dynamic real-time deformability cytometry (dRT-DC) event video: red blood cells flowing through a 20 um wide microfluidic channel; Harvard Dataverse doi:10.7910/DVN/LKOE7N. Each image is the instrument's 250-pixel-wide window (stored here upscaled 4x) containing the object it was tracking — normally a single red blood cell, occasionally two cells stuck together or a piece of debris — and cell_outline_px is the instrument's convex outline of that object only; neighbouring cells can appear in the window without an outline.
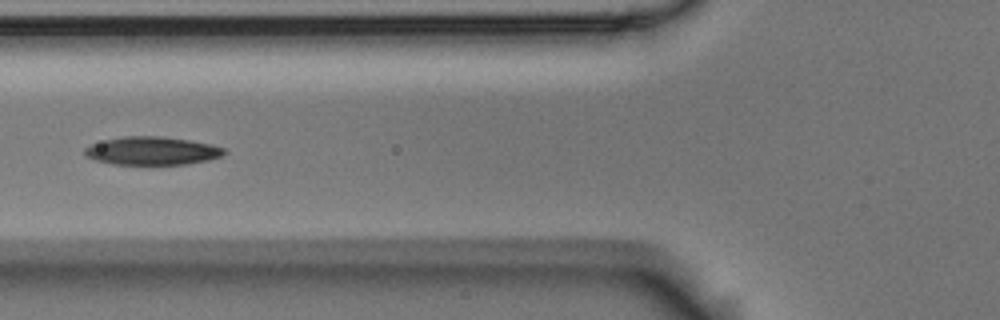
{"species": "Egyptian fruit bat (a non-hibernating species)", "species_latin": "Rousettus aegyptiacus", "temperature_condition": "room temperature", "stored_images_in_passage": 8, "camera_frame_rate_fps": 3000, "um_per_image_px": 0.085, "animal": {"sex": "male"}, "frame": {"image": 1, "passage_image": 5, "time_ms": 1.333, "image_size_px": [1000, 320], "cell_outline_px": [[228, 152], [220, 156], [208, 160], [188, 164], [112, 164], [96, 160], [84, 156], [84, 148], [92, 144], [104, 140], [124, 136], [160, 136], [188, 140], [212, 144], [224, 148]], "centroid_in_image_um": [12.92, 12.82], "position_along_channel_um": 112.9, "area_um2": 22.89}}
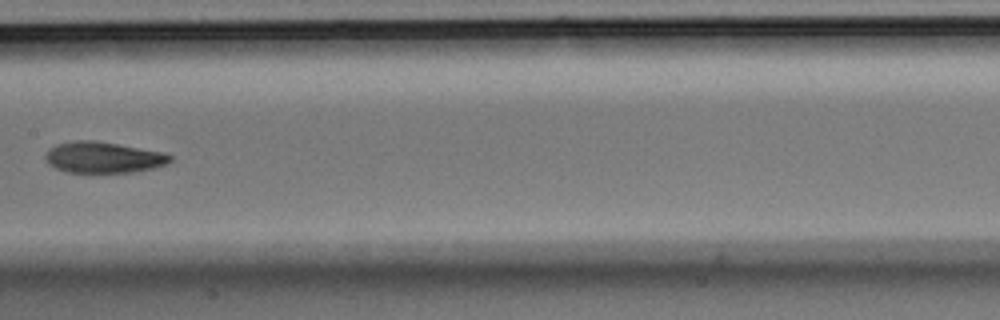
{"frame": {"image": 2, "passage_image": 7, "time_ms": 2.0, "image_size_px": [1000, 320], "cell_outline_px": [[172, 160], [164, 164], [152, 168], [132, 172], [68, 172], [56, 168], [48, 164], [44, 156], [56, 144], [76, 140], [92, 140], [164, 152], [172, 156]], "centroid_in_image_um": [8.77, 13.38], "position_along_channel_um": 198.6, "area_um2": 22.25}}
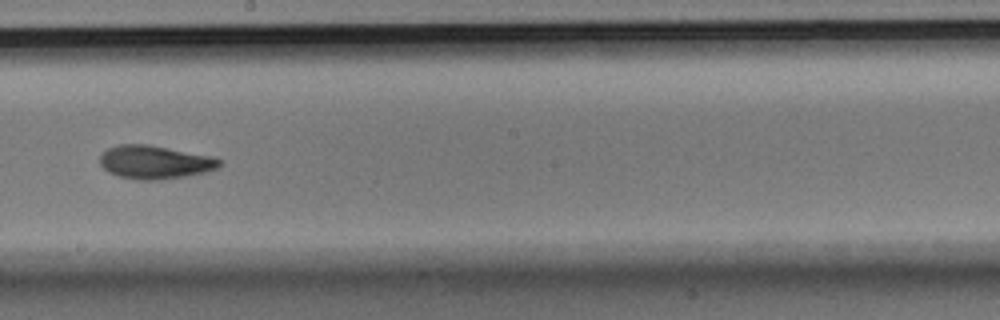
{"frame": {"image": 3, "passage_image": 8, "time_ms": 2.333, "image_size_px": [1000, 320], "cell_outline_px": [[224, 164], [216, 168], [204, 172], [188, 176], [160, 180], [140, 180], [120, 176], [108, 172], [100, 164], [100, 156], [108, 148], [120, 144], [148, 144], [216, 156], [224, 160]], "centroid_in_image_um": [13.24, 13.78], "position_along_channel_um": 235.0, "area_um2": 23.58}}